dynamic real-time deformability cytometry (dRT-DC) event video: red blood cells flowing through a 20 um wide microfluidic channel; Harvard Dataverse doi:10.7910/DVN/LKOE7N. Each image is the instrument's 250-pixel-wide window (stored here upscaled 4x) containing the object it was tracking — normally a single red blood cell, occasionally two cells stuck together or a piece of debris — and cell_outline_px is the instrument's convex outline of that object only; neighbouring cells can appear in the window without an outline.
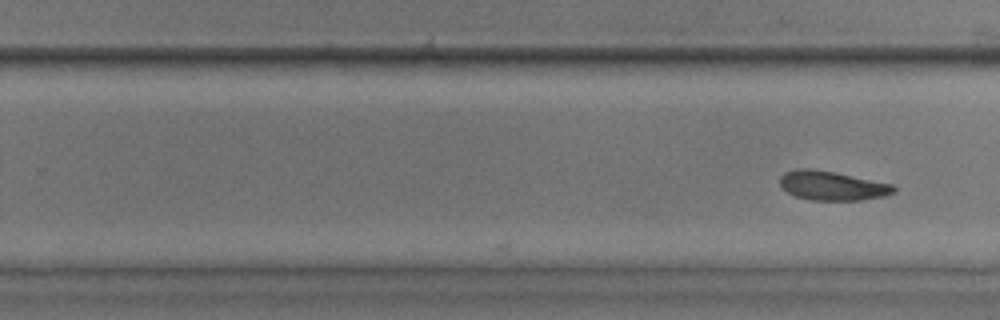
{"species": "common noctule bat (a hibernating species)", "species_latin": "Nyctalus noctula", "temperature_condition": "room temperature", "stored_images_in_passage": 15, "camera_frame_rate_fps": 3000, "um_per_image_px": 0.085, "animal": {"sex": "male", "body_mass_g": 17.9, "forearm_length_mm": 54.2}, "frame": {"image": 1, "passage_image": 15, "time_ms": 4.667, "image_size_px": [1000, 320], "cell_outline_px": [[896, 192], [884, 196], [860, 200], [812, 200], [796, 196], [788, 192], [780, 184], [780, 176], [784, 172], [796, 168], [812, 168], [892, 184], [896, 188]], "centroid_in_image_um": [70.72, 15.78], "position_along_channel_um": 259.1, "area_um2": 19.19}}